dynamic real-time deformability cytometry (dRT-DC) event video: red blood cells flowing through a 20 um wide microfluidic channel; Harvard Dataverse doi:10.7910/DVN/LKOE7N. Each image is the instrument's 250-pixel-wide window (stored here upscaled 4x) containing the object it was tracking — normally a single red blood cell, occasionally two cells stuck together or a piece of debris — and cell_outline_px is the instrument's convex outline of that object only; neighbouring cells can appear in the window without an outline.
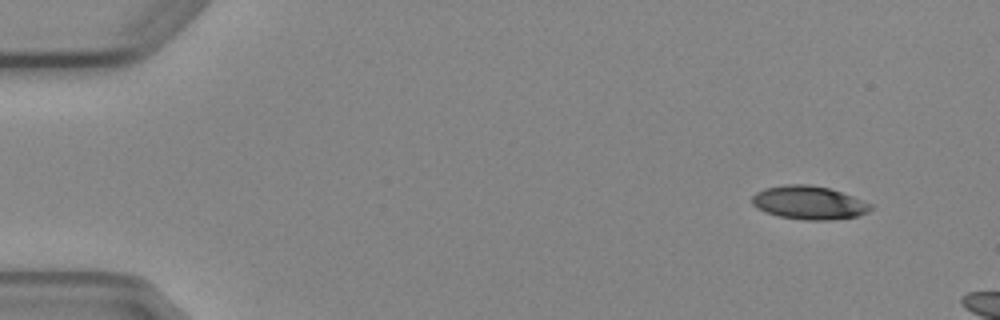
{"species": "Egyptian fruit bat (a non-hibernating species)", "species_latin": "Rousettus aegyptiacus", "temperature_condition": "cold", "stored_images_in_passage": 5, "camera_frame_rate_fps": 3000, "um_per_image_px": 0.085, "animal": {"sex": "female"}, "frame": {"image": 1, "passage_image": 1, "time_ms": 0.0, "image_size_px": [1000, 320], "cell_outline_px": [[872, 208], [868, 212], [856, 216], [828, 220], [804, 220], [780, 216], [764, 212], [756, 208], [752, 204], [752, 196], [756, 192], [764, 188], [784, 184], [808, 184], [828, 188], [852, 196], [872, 204]], "centroid_in_image_um": [68.72, 17.22], "position_along_channel_um": 16.3, "area_um2": 23.06}}